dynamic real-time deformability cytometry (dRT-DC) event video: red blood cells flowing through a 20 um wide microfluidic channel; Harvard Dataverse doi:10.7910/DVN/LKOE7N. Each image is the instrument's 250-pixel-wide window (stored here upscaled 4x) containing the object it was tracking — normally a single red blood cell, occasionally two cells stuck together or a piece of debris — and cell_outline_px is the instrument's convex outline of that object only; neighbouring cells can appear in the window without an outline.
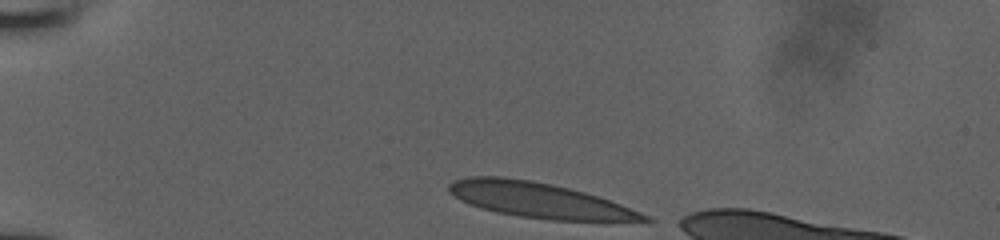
{"species": "human", "species_latin": "Homo sapiens", "temperature_condition": "room temperature", "stored_images_in_passage": 34, "camera_frame_rate_fps": 3000, "um_per_image_px": 0.085, "donor": {"sex": "male"}, "frame": {"image": 1, "passage_image": 1, "time_ms": 0.0, "image_size_px": [1000, 240], "cell_outline_px": [[656, 220], [548, 220], [520, 216], [496, 212], [480, 208], [460, 200], [448, 192], [448, 184], [456, 180], [468, 176], [500, 176], [532, 180], [552, 184], [584, 192], [620, 204], [640, 212]], "centroid_in_image_um": [45.73, 17.0], "position_along_channel_um": 39.3, "area_um2": 39.54}}
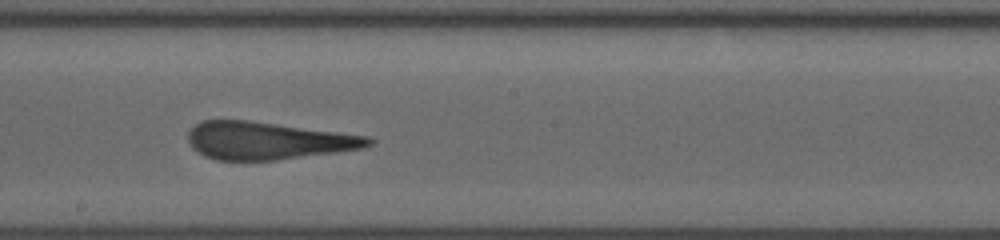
{"frame": {"image": 2, "passage_image": 19, "time_ms": 6.0, "image_size_px": [1000, 240], "cell_outline_px": [[372, 144], [364, 148], [276, 160], [216, 160], [204, 156], [192, 148], [188, 140], [188, 132], [196, 124], [204, 120], [248, 120], [368, 136], [372, 140]], "centroid_in_image_um": [22.72, 11.96], "position_along_channel_um": 225.5, "area_um2": 39.19}}
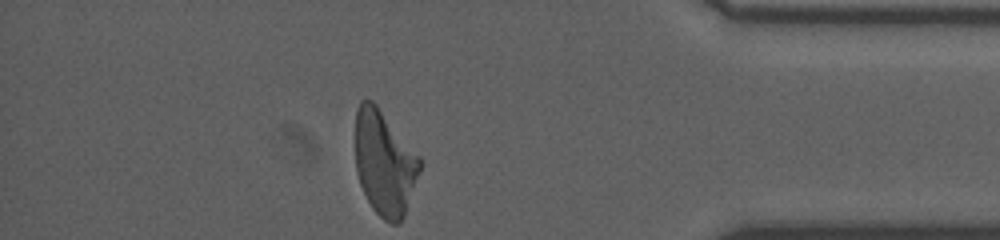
{"frame": {"image": 3, "passage_image": 34, "time_ms": 11.0, "image_size_px": [1000, 240], "cell_outline_px": [[420, 168], [404, 216], [400, 224], [392, 224], [384, 220], [372, 208], [360, 184], [356, 172], [356, 108], [360, 100], [372, 100], [376, 104], [420, 156]], "centroid_in_image_um": [32.67, 13.85], "position_along_channel_um": 402.5, "area_um2": 39.07}}